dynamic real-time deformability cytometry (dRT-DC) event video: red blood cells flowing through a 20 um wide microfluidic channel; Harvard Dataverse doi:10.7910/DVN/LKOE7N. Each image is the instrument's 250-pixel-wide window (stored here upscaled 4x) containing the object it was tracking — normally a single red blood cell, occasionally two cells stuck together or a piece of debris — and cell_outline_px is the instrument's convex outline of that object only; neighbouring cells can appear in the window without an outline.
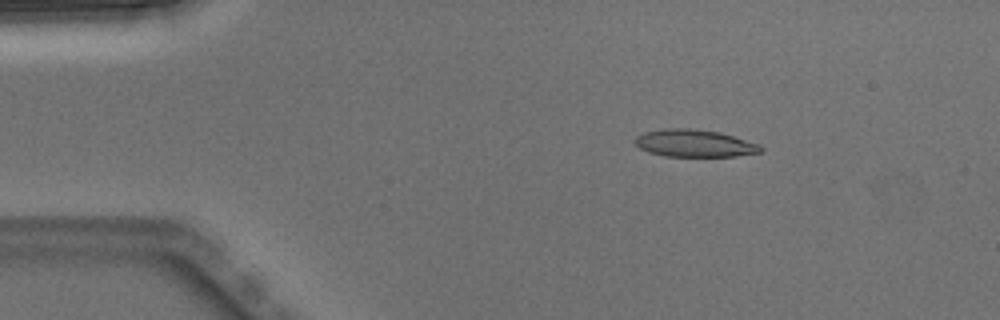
{"species": "Egyptian fruit bat (a non-hibernating species)", "species_latin": "Rousettus aegyptiacus", "temperature_condition": "warm", "stored_images_in_passage": 4, "camera_frame_rate_fps": 3000, "um_per_image_px": 0.085, "animal": {"sex": "male"}, "frame": {"image": 1, "passage_image": 2, "time_ms": 0.333, "image_size_px": [1000, 320], "cell_outline_px": [[764, 152], [736, 156], [664, 156], [648, 152], [640, 148], [636, 144], [636, 136], [644, 132], [664, 128], [696, 128], [720, 132], [760, 144], [764, 148]], "centroid_in_image_um": [59.07, 12.17], "position_along_channel_um": 25.9, "area_um2": 20.23}}
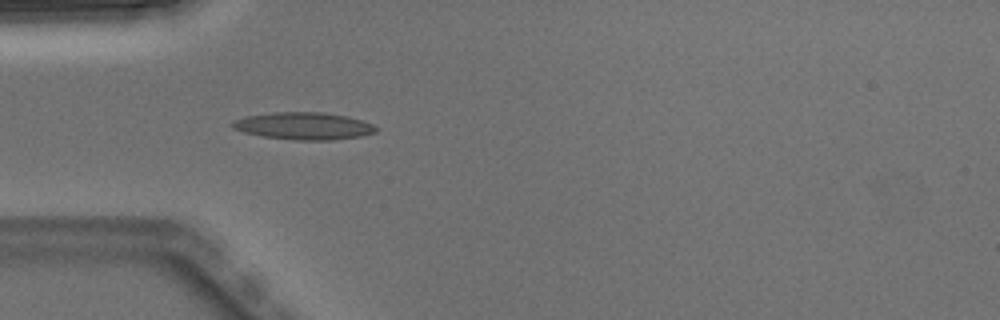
{"frame": {"image": 2, "passage_image": 4, "time_ms": 1.0, "image_size_px": [1000, 320], "cell_outline_px": [[380, 128], [376, 132], [360, 136], [332, 140], [296, 140], [264, 136], [244, 132], [232, 128], [228, 124], [232, 120], [244, 116], [276, 112], [324, 112], [348, 116], [364, 120]], "centroid_in_image_um": [25.82, 10.69], "position_along_channel_um": 59.2, "area_um2": 23.06}}